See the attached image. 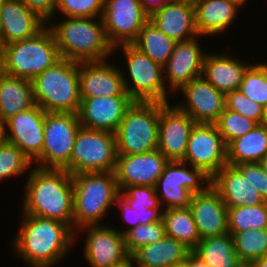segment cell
Listing matches in <instances>:
<instances>
[{
	"mask_svg": "<svg viewBox=\"0 0 267 267\" xmlns=\"http://www.w3.org/2000/svg\"><path fill=\"white\" fill-rule=\"evenodd\" d=\"M267 155V126L258 124L253 130L227 146V164L259 163Z\"/></svg>",
	"mask_w": 267,
	"mask_h": 267,
	"instance_id": "f546056e",
	"label": "cell"
},
{
	"mask_svg": "<svg viewBox=\"0 0 267 267\" xmlns=\"http://www.w3.org/2000/svg\"><path fill=\"white\" fill-rule=\"evenodd\" d=\"M119 193L129 202L130 207L137 211H146L148 208L163 209L153 186L130 185Z\"/></svg>",
	"mask_w": 267,
	"mask_h": 267,
	"instance_id": "7bdbcfd3",
	"label": "cell"
},
{
	"mask_svg": "<svg viewBox=\"0 0 267 267\" xmlns=\"http://www.w3.org/2000/svg\"><path fill=\"white\" fill-rule=\"evenodd\" d=\"M211 186L227 208L254 206L265 202L257 189L235 166L227 164L222 167L211 178Z\"/></svg>",
	"mask_w": 267,
	"mask_h": 267,
	"instance_id": "484cf974",
	"label": "cell"
},
{
	"mask_svg": "<svg viewBox=\"0 0 267 267\" xmlns=\"http://www.w3.org/2000/svg\"><path fill=\"white\" fill-rule=\"evenodd\" d=\"M34 105L32 81L0 70V120L5 122Z\"/></svg>",
	"mask_w": 267,
	"mask_h": 267,
	"instance_id": "83f0119b",
	"label": "cell"
},
{
	"mask_svg": "<svg viewBox=\"0 0 267 267\" xmlns=\"http://www.w3.org/2000/svg\"><path fill=\"white\" fill-rule=\"evenodd\" d=\"M47 26L22 0H6L0 6V33L4 44L36 36Z\"/></svg>",
	"mask_w": 267,
	"mask_h": 267,
	"instance_id": "603a6c76",
	"label": "cell"
},
{
	"mask_svg": "<svg viewBox=\"0 0 267 267\" xmlns=\"http://www.w3.org/2000/svg\"><path fill=\"white\" fill-rule=\"evenodd\" d=\"M251 64L233 54L207 52L202 77L218 91L227 94L239 90L243 76Z\"/></svg>",
	"mask_w": 267,
	"mask_h": 267,
	"instance_id": "d4e9b609",
	"label": "cell"
},
{
	"mask_svg": "<svg viewBox=\"0 0 267 267\" xmlns=\"http://www.w3.org/2000/svg\"><path fill=\"white\" fill-rule=\"evenodd\" d=\"M211 177L203 170L182 161H169L155 185V192L163 210L187 208L195 193L205 191Z\"/></svg>",
	"mask_w": 267,
	"mask_h": 267,
	"instance_id": "30bf717a",
	"label": "cell"
},
{
	"mask_svg": "<svg viewBox=\"0 0 267 267\" xmlns=\"http://www.w3.org/2000/svg\"><path fill=\"white\" fill-rule=\"evenodd\" d=\"M235 167L242 173L259 192L264 201H267V176L260 163H242Z\"/></svg>",
	"mask_w": 267,
	"mask_h": 267,
	"instance_id": "ee69618b",
	"label": "cell"
},
{
	"mask_svg": "<svg viewBox=\"0 0 267 267\" xmlns=\"http://www.w3.org/2000/svg\"><path fill=\"white\" fill-rule=\"evenodd\" d=\"M239 90L255 103L267 107V79L255 62L246 70Z\"/></svg>",
	"mask_w": 267,
	"mask_h": 267,
	"instance_id": "60d3db41",
	"label": "cell"
},
{
	"mask_svg": "<svg viewBox=\"0 0 267 267\" xmlns=\"http://www.w3.org/2000/svg\"><path fill=\"white\" fill-rule=\"evenodd\" d=\"M162 220L166 236L182 242L191 251L197 246L199 233L189 207L165 209Z\"/></svg>",
	"mask_w": 267,
	"mask_h": 267,
	"instance_id": "1f68e13d",
	"label": "cell"
},
{
	"mask_svg": "<svg viewBox=\"0 0 267 267\" xmlns=\"http://www.w3.org/2000/svg\"><path fill=\"white\" fill-rule=\"evenodd\" d=\"M60 59L54 34L46 26L32 38L5 44L0 59V70L32 81Z\"/></svg>",
	"mask_w": 267,
	"mask_h": 267,
	"instance_id": "8992f818",
	"label": "cell"
},
{
	"mask_svg": "<svg viewBox=\"0 0 267 267\" xmlns=\"http://www.w3.org/2000/svg\"><path fill=\"white\" fill-rule=\"evenodd\" d=\"M134 102L129 95L81 98L79 121L84 128L115 133Z\"/></svg>",
	"mask_w": 267,
	"mask_h": 267,
	"instance_id": "ffe728a7",
	"label": "cell"
},
{
	"mask_svg": "<svg viewBox=\"0 0 267 267\" xmlns=\"http://www.w3.org/2000/svg\"><path fill=\"white\" fill-rule=\"evenodd\" d=\"M6 0H0V6L5 2Z\"/></svg>",
	"mask_w": 267,
	"mask_h": 267,
	"instance_id": "6125c7cd",
	"label": "cell"
},
{
	"mask_svg": "<svg viewBox=\"0 0 267 267\" xmlns=\"http://www.w3.org/2000/svg\"><path fill=\"white\" fill-rule=\"evenodd\" d=\"M33 162L16 145L6 142L0 147V182L22 177L30 171ZM9 178V179H8Z\"/></svg>",
	"mask_w": 267,
	"mask_h": 267,
	"instance_id": "d590c367",
	"label": "cell"
},
{
	"mask_svg": "<svg viewBox=\"0 0 267 267\" xmlns=\"http://www.w3.org/2000/svg\"><path fill=\"white\" fill-rule=\"evenodd\" d=\"M176 1L184 2V3L195 6L198 2L202 0H176Z\"/></svg>",
	"mask_w": 267,
	"mask_h": 267,
	"instance_id": "9f6ffc18",
	"label": "cell"
},
{
	"mask_svg": "<svg viewBox=\"0 0 267 267\" xmlns=\"http://www.w3.org/2000/svg\"><path fill=\"white\" fill-rule=\"evenodd\" d=\"M225 109L237 112L258 124H263L265 119V108L247 98L240 90L225 94Z\"/></svg>",
	"mask_w": 267,
	"mask_h": 267,
	"instance_id": "b9f144b4",
	"label": "cell"
},
{
	"mask_svg": "<svg viewBox=\"0 0 267 267\" xmlns=\"http://www.w3.org/2000/svg\"><path fill=\"white\" fill-rule=\"evenodd\" d=\"M118 49L123 52L125 67L120 70L129 96L135 102L170 103L172 93L165 86L163 66L132 44L115 46L113 52Z\"/></svg>",
	"mask_w": 267,
	"mask_h": 267,
	"instance_id": "52a82bcc",
	"label": "cell"
},
{
	"mask_svg": "<svg viewBox=\"0 0 267 267\" xmlns=\"http://www.w3.org/2000/svg\"><path fill=\"white\" fill-rule=\"evenodd\" d=\"M62 19H51L47 23L61 58L79 63L110 60L114 48L107 39L102 18Z\"/></svg>",
	"mask_w": 267,
	"mask_h": 267,
	"instance_id": "3957f363",
	"label": "cell"
},
{
	"mask_svg": "<svg viewBox=\"0 0 267 267\" xmlns=\"http://www.w3.org/2000/svg\"><path fill=\"white\" fill-rule=\"evenodd\" d=\"M196 122L172 103H160L157 149L169 161H181Z\"/></svg>",
	"mask_w": 267,
	"mask_h": 267,
	"instance_id": "2e32d148",
	"label": "cell"
},
{
	"mask_svg": "<svg viewBox=\"0 0 267 267\" xmlns=\"http://www.w3.org/2000/svg\"><path fill=\"white\" fill-rule=\"evenodd\" d=\"M176 43L148 20L131 44L153 61L164 66L173 53Z\"/></svg>",
	"mask_w": 267,
	"mask_h": 267,
	"instance_id": "d6a6232c",
	"label": "cell"
},
{
	"mask_svg": "<svg viewBox=\"0 0 267 267\" xmlns=\"http://www.w3.org/2000/svg\"><path fill=\"white\" fill-rule=\"evenodd\" d=\"M234 267H254L251 261H239Z\"/></svg>",
	"mask_w": 267,
	"mask_h": 267,
	"instance_id": "816d5d0a",
	"label": "cell"
},
{
	"mask_svg": "<svg viewBox=\"0 0 267 267\" xmlns=\"http://www.w3.org/2000/svg\"><path fill=\"white\" fill-rule=\"evenodd\" d=\"M144 10L150 15L172 0H140Z\"/></svg>",
	"mask_w": 267,
	"mask_h": 267,
	"instance_id": "bcb514c9",
	"label": "cell"
},
{
	"mask_svg": "<svg viewBox=\"0 0 267 267\" xmlns=\"http://www.w3.org/2000/svg\"><path fill=\"white\" fill-rule=\"evenodd\" d=\"M165 235L162 219L151 224L138 225L124 234L127 252L132 256L141 247L157 242Z\"/></svg>",
	"mask_w": 267,
	"mask_h": 267,
	"instance_id": "74e56055",
	"label": "cell"
},
{
	"mask_svg": "<svg viewBox=\"0 0 267 267\" xmlns=\"http://www.w3.org/2000/svg\"><path fill=\"white\" fill-rule=\"evenodd\" d=\"M240 261H254L267 256V229L230 233Z\"/></svg>",
	"mask_w": 267,
	"mask_h": 267,
	"instance_id": "e575fe53",
	"label": "cell"
},
{
	"mask_svg": "<svg viewBox=\"0 0 267 267\" xmlns=\"http://www.w3.org/2000/svg\"><path fill=\"white\" fill-rule=\"evenodd\" d=\"M26 176L22 214L50 218L73 229L72 174L65 169L33 166Z\"/></svg>",
	"mask_w": 267,
	"mask_h": 267,
	"instance_id": "7a4b0ae2",
	"label": "cell"
},
{
	"mask_svg": "<svg viewBox=\"0 0 267 267\" xmlns=\"http://www.w3.org/2000/svg\"><path fill=\"white\" fill-rule=\"evenodd\" d=\"M267 176V155L259 162Z\"/></svg>",
	"mask_w": 267,
	"mask_h": 267,
	"instance_id": "db71d44e",
	"label": "cell"
},
{
	"mask_svg": "<svg viewBox=\"0 0 267 267\" xmlns=\"http://www.w3.org/2000/svg\"><path fill=\"white\" fill-rule=\"evenodd\" d=\"M80 98L129 95L120 66L108 60L79 63Z\"/></svg>",
	"mask_w": 267,
	"mask_h": 267,
	"instance_id": "44dd1931",
	"label": "cell"
},
{
	"mask_svg": "<svg viewBox=\"0 0 267 267\" xmlns=\"http://www.w3.org/2000/svg\"><path fill=\"white\" fill-rule=\"evenodd\" d=\"M117 156L114 132L81 126L75 137L70 162L64 169L72 175L112 172L116 168Z\"/></svg>",
	"mask_w": 267,
	"mask_h": 267,
	"instance_id": "9c48e42d",
	"label": "cell"
},
{
	"mask_svg": "<svg viewBox=\"0 0 267 267\" xmlns=\"http://www.w3.org/2000/svg\"><path fill=\"white\" fill-rule=\"evenodd\" d=\"M73 231L102 225L119 194L115 172H83L72 175Z\"/></svg>",
	"mask_w": 267,
	"mask_h": 267,
	"instance_id": "277c9868",
	"label": "cell"
},
{
	"mask_svg": "<svg viewBox=\"0 0 267 267\" xmlns=\"http://www.w3.org/2000/svg\"><path fill=\"white\" fill-rule=\"evenodd\" d=\"M7 142L6 125L5 122L0 120V147Z\"/></svg>",
	"mask_w": 267,
	"mask_h": 267,
	"instance_id": "c3c4849f",
	"label": "cell"
},
{
	"mask_svg": "<svg viewBox=\"0 0 267 267\" xmlns=\"http://www.w3.org/2000/svg\"><path fill=\"white\" fill-rule=\"evenodd\" d=\"M170 267H197V256L191 251L184 261L175 263Z\"/></svg>",
	"mask_w": 267,
	"mask_h": 267,
	"instance_id": "7dc6e473",
	"label": "cell"
},
{
	"mask_svg": "<svg viewBox=\"0 0 267 267\" xmlns=\"http://www.w3.org/2000/svg\"><path fill=\"white\" fill-rule=\"evenodd\" d=\"M201 39L198 36L176 43L173 53L163 66L165 86L170 93L175 94L183 85L202 76L207 51L200 45Z\"/></svg>",
	"mask_w": 267,
	"mask_h": 267,
	"instance_id": "e0dca14e",
	"label": "cell"
},
{
	"mask_svg": "<svg viewBox=\"0 0 267 267\" xmlns=\"http://www.w3.org/2000/svg\"><path fill=\"white\" fill-rule=\"evenodd\" d=\"M109 225L85 226L75 233L77 240L80 232H86L82 254L89 267H111L131 257L125 246L124 235L113 224Z\"/></svg>",
	"mask_w": 267,
	"mask_h": 267,
	"instance_id": "5bb4252c",
	"label": "cell"
},
{
	"mask_svg": "<svg viewBox=\"0 0 267 267\" xmlns=\"http://www.w3.org/2000/svg\"><path fill=\"white\" fill-rule=\"evenodd\" d=\"M254 267H267V256L252 261Z\"/></svg>",
	"mask_w": 267,
	"mask_h": 267,
	"instance_id": "681fc988",
	"label": "cell"
},
{
	"mask_svg": "<svg viewBox=\"0 0 267 267\" xmlns=\"http://www.w3.org/2000/svg\"><path fill=\"white\" fill-rule=\"evenodd\" d=\"M189 208L200 240L228 233V208L211 185L192 195Z\"/></svg>",
	"mask_w": 267,
	"mask_h": 267,
	"instance_id": "7402d4cb",
	"label": "cell"
},
{
	"mask_svg": "<svg viewBox=\"0 0 267 267\" xmlns=\"http://www.w3.org/2000/svg\"><path fill=\"white\" fill-rule=\"evenodd\" d=\"M148 20L140 0H104L102 21L113 48L131 44Z\"/></svg>",
	"mask_w": 267,
	"mask_h": 267,
	"instance_id": "4fadbf2b",
	"label": "cell"
},
{
	"mask_svg": "<svg viewBox=\"0 0 267 267\" xmlns=\"http://www.w3.org/2000/svg\"><path fill=\"white\" fill-rule=\"evenodd\" d=\"M160 102H134L115 132L117 155L157 149Z\"/></svg>",
	"mask_w": 267,
	"mask_h": 267,
	"instance_id": "ba28073f",
	"label": "cell"
},
{
	"mask_svg": "<svg viewBox=\"0 0 267 267\" xmlns=\"http://www.w3.org/2000/svg\"><path fill=\"white\" fill-rule=\"evenodd\" d=\"M131 267H148V266H144V265H141V264L137 263V262L131 257Z\"/></svg>",
	"mask_w": 267,
	"mask_h": 267,
	"instance_id": "91938a15",
	"label": "cell"
},
{
	"mask_svg": "<svg viewBox=\"0 0 267 267\" xmlns=\"http://www.w3.org/2000/svg\"><path fill=\"white\" fill-rule=\"evenodd\" d=\"M192 252L210 267H234L240 261L230 233L201 239Z\"/></svg>",
	"mask_w": 267,
	"mask_h": 267,
	"instance_id": "4dcf8cb0",
	"label": "cell"
},
{
	"mask_svg": "<svg viewBox=\"0 0 267 267\" xmlns=\"http://www.w3.org/2000/svg\"><path fill=\"white\" fill-rule=\"evenodd\" d=\"M176 93H181L184 100L174 105L196 123L214 124L225 109V94L202 76L183 85Z\"/></svg>",
	"mask_w": 267,
	"mask_h": 267,
	"instance_id": "9a60e30c",
	"label": "cell"
},
{
	"mask_svg": "<svg viewBox=\"0 0 267 267\" xmlns=\"http://www.w3.org/2000/svg\"><path fill=\"white\" fill-rule=\"evenodd\" d=\"M4 46H5V44L2 40L1 33H0V59H1V56L3 54Z\"/></svg>",
	"mask_w": 267,
	"mask_h": 267,
	"instance_id": "680465c9",
	"label": "cell"
},
{
	"mask_svg": "<svg viewBox=\"0 0 267 267\" xmlns=\"http://www.w3.org/2000/svg\"><path fill=\"white\" fill-rule=\"evenodd\" d=\"M111 267H131V257L126 262Z\"/></svg>",
	"mask_w": 267,
	"mask_h": 267,
	"instance_id": "11a10c76",
	"label": "cell"
},
{
	"mask_svg": "<svg viewBox=\"0 0 267 267\" xmlns=\"http://www.w3.org/2000/svg\"><path fill=\"white\" fill-rule=\"evenodd\" d=\"M168 162L158 149L142 154L118 155L114 172L119 191L130 185L155 187Z\"/></svg>",
	"mask_w": 267,
	"mask_h": 267,
	"instance_id": "ac0fdd59",
	"label": "cell"
},
{
	"mask_svg": "<svg viewBox=\"0 0 267 267\" xmlns=\"http://www.w3.org/2000/svg\"><path fill=\"white\" fill-rule=\"evenodd\" d=\"M197 267H210V266L197 257Z\"/></svg>",
	"mask_w": 267,
	"mask_h": 267,
	"instance_id": "6f0895ef",
	"label": "cell"
},
{
	"mask_svg": "<svg viewBox=\"0 0 267 267\" xmlns=\"http://www.w3.org/2000/svg\"><path fill=\"white\" fill-rule=\"evenodd\" d=\"M256 64L262 69V71L264 72V75H265V77L267 79V62L264 63V62H258L257 61Z\"/></svg>",
	"mask_w": 267,
	"mask_h": 267,
	"instance_id": "f5cc1de1",
	"label": "cell"
},
{
	"mask_svg": "<svg viewBox=\"0 0 267 267\" xmlns=\"http://www.w3.org/2000/svg\"><path fill=\"white\" fill-rule=\"evenodd\" d=\"M35 104L45 112L78 114L79 62L61 58L32 80Z\"/></svg>",
	"mask_w": 267,
	"mask_h": 267,
	"instance_id": "5b68a950",
	"label": "cell"
},
{
	"mask_svg": "<svg viewBox=\"0 0 267 267\" xmlns=\"http://www.w3.org/2000/svg\"><path fill=\"white\" fill-rule=\"evenodd\" d=\"M267 229V201L254 206L228 208V233Z\"/></svg>",
	"mask_w": 267,
	"mask_h": 267,
	"instance_id": "836d02e7",
	"label": "cell"
},
{
	"mask_svg": "<svg viewBox=\"0 0 267 267\" xmlns=\"http://www.w3.org/2000/svg\"><path fill=\"white\" fill-rule=\"evenodd\" d=\"M214 124L222 135L226 146L258 125L256 121L228 109H224Z\"/></svg>",
	"mask_w": 267,
	"mask_h": 267,
	"instance_id": "8d00e7d4",
	"label": "cell"
},
{
	"mask_svg": "<svg viewBox=\"0 0 267 267\" xmlns=\"http://www.w3.org/2000/svg\"><path fill=\"white\" fill-rule=\"evenodd\" d=\"M149 21L168 38L184 42L199 36L193 5L172 0L149 15Z\"/></svg>",
	"mask_w": 267,
	"mask_h": 267,
	"instance_id": "cb8c5ba5",
	"label": "cell"
},
{
	"mask_svg": "<svg viewBox=\"0 0 267 267\" xmlns=\"http://www.w3.org/2000/svg\"><path fill=\"white\" fill-rule=\"evenodd\" d=\"M195 24L201 37L221 36L237 21L240 7L227 0H202L195 6Z\"/></svg>",
	"mask_w": 267,
	"mask_h": 267,
	"instance_id": "4316f807",
	"label": "cell"
},
{
	"mask_svg": "<svg viewBox=\"0 0 267 267\" xmlns=\"http://www.w3.org/2000/svg\"><path fill=\"white\" fill-rule=\"evenodd\" d=\"M80 127L78 114L46 112L43 149L33 165L39 168L64 169L70 162Z\"/></svg>",
	"mask_w": 267,
	"mask_h": 267,
	"instance_id": "8fae6325",
	"label": "cell"
},
{
	"mask_svg": "<svg viewBox=\"0 0 267 267\" xmlns=\"http://www.w3.org/2000/svg\"><path fill=\"white\" fill-rule=\"evenodd\" d=\"M263 124L267 126V107L265 108V119Z\"/></svg>",
	"mask_w": 267,
	"mask_h": 267,
	"instance_id": "94428289",
	"label": "cell"
},
{
	"mask_svg": "<svg viewBox=\"0 0 267 267\" xmlns=\"http://www.w3.org/2000/svg\"><path fill=\"white\" fill-rule=\"evenodd\" d=\"M22 2L48 23L54 17L58 0H22Z\"/></svg>",
	"mask_w": 267,
	"mask_h": 267,
	"instance_id": "f6af8a7d",
	"label": "cell"
},
{
	"mask_svg": "<svg viewBox=\"0 0 267 267\" xmlns=\"http://www.w3.org/2000/svg\"><path fill=\"white\" fill-rule=\"evenodd\" d=\"M181 161L203 170L211 178L227 165V146L215 124L196 123L193 126Z\"/></svg>",
	"mask_w": 267,
	"mask_h": 267,
	"instance_id": "7c38bea8",
	"label": "cell"
},
{
	"mask_svg": "<svg viewBox=\"0 0 267 267\" xmlns=\"http://www.w3.org/2000/svg\"><path fill=\"white\" fill-rule=\"evenodd\" d=\"M229 2H232L234 4H236L237 6H239L240 8H245V6L247 5V1L249 0H227Z\"/></svg>",
	"mask_w": 267,
	"mask_h": 267,
	"instance_id": "f907efd6",
	"label": "cell"
},
{
	"mask_svg": "<svg viewBox=\"0 0 267 267\" xmlns=\"http://www.w3.org/2000/svg\"><path fill=\"white\" fill-rule=\"evenodd\" d=\"M18 232L9 243L17 258L28 267H54L73 249L75 232L66 223L50 218L22 215Z\"/></svg>",
	"mask_w": 267,
	"mask_h": 267,
	"instance_id": "6da1fadb",
	"label": "cell"
},
{
	"mask_svg": "<svg viewBox=\"0 0 267 267\" xmlns=\"http://www.w3.org/2000/svg\"><path fill=\"white\" fill-rule=\"evenodd\" d=\"M191 250L175 238L164 236L161 240L138 249L131 257L148 267H170L184 261Z\"/></svg>",
	"mask_w": 267,
	"mask_h": 267,
	"instance_id": "f1b7e54d",
	"label": "cell"
},
{
	"mask_svg": "<svg viewBox=\"0 0 267 267\" xmlns=\"http://www.w3.org/2000/svg\"><path fill=\"white\" fill-rule=\"evenodd\" d=\"M45 113L35 104L5 121L7 142L16 145L32 162L42 153Z\"/></svg>",
	"mask_w": 267,
	"mask_h": 267,
	"instance_id": "d6986e66",
	"label": "cell"
},
{
	"mask_svg": "<svg viewBox=\"0 0 267 267\" xmlns=\"http://www.w3.org/2000/svg\"><path fill=\"white\" fill-rule=\"evenodd\" d=\"M120 209L121 219L126 222L125 230L117 229L121 234H125L128 230L135 228L138 225L151 224L162 219L163 209H151L146 211H137L131 208L129 202L119 193L115 199V205ZM130 225V226H129Z\"/></svg>",
	"mask_w": 267,
	"mask_h": 267,
	"instance_id": "ab89813d",
	"label": "cell"
},
{
	"mask_svg": "<svg viewBox=\"0 0 267 267\" xmlns=\"http://www.w3.org/2000/svg\"><path fill=\"white\" fill-rule=\"evenodd\" d=\"M103 10L104 0H58L52 19L57 13L64 18H102Z\"/></svg>",
	"mask_w": 267,
	"mask_h": 267,
	"instance_id": "f35d334b",
	"label": "cell"
}]
</instances>
